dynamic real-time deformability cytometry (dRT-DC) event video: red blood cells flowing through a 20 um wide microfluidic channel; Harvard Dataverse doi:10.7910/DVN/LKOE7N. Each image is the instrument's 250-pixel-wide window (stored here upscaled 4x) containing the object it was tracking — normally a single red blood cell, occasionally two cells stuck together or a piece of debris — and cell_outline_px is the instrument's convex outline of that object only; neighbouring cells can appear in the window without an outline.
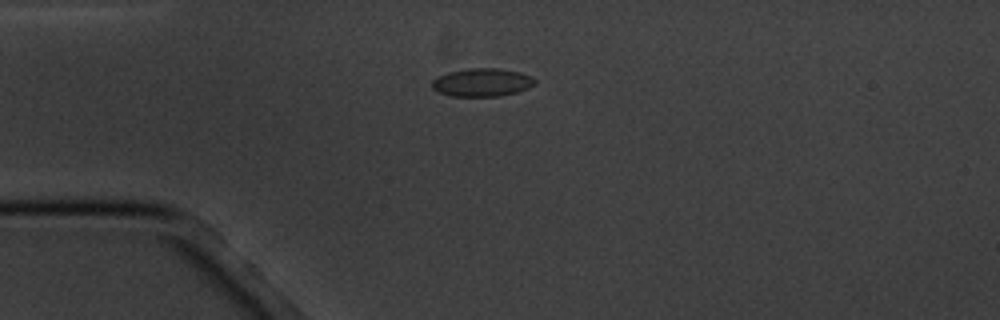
{"species": "common noctule bat (a hibernating species)", "species_latin": "Nyctalus noctula", "temperature_condition": "cold", "stored_images_in_passage": 2, "camera_frame_rate_fps": 3000, "um_per_image_px": 0.085, "animal": {"sex": "male", "body_mass_g": 20.1, "forearm_length_mm": 53.5}, "frame": {"image": 1, "passage_image": 1, "time_ms": 0.0, "image_size_px": [1000, 320], "cell_outline_px": [[536, 84], [528, 88], [516, 92], [500, 96], [452, 96], [440, 92], [432, 88], [432, 80], [448, 72], [468, 68], [500, 68], [520, 72], [532, 76], [536, 80]], "centroid_in_image_um": [41.01, 6.99], "position_along_channel_um": 44.0, "area_um2": 16.88}}